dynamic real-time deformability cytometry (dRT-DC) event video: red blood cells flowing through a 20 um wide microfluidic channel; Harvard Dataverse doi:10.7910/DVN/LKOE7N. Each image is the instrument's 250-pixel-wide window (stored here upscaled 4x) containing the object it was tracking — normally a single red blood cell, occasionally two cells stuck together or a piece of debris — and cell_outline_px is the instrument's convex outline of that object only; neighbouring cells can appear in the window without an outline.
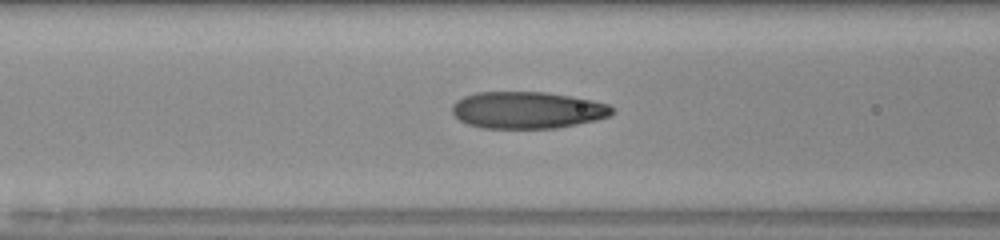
{"species": "human", "species_latin": "Homo sapiens", "temperature_condition": "room temperature", "stored_images_in_passage": 37, "camera_frame_rate_fps": 3000, "um_per_image_px": 0.085, "donor": {"sex": "male"}, "frame": {"image": 1, "passage_image": 17, "time_ms": 5.333, "image_size_px": [1000, 240], "cell_outline_px": [[616, 108], [608, 116], [596, 120], [556, 128], [484, 128], [468, 124], [460, 120], [452, 112], [452, 104], [456, 100], [464, 96], [476, 92], [548, 92], [572, 96], [592, 100], [608, 104]], "centroid_in_image_um": [44.83, 9.35], "position_along_channel_um": 121.8, "area_um2": 34.45}}
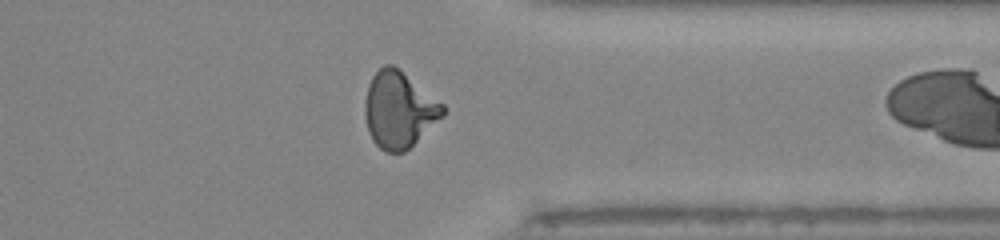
{"frame": {"image": 2, "passage_image": 36, "time_ms": 11.667, "image_size_px": [1000, 240], "cell_outline_px": [[444, 116], [404, 152], [384, 152], [372, 140], [368, 132], [364, 116], [364, 100], [368, 84], [372, 76], [384, 64], [392, 64], [400, 68], [444, 104]], "centroid_in_image_um": [33.89, 9.31], "position_along_channel_um": 377.5, "area_um2": 34.97}}